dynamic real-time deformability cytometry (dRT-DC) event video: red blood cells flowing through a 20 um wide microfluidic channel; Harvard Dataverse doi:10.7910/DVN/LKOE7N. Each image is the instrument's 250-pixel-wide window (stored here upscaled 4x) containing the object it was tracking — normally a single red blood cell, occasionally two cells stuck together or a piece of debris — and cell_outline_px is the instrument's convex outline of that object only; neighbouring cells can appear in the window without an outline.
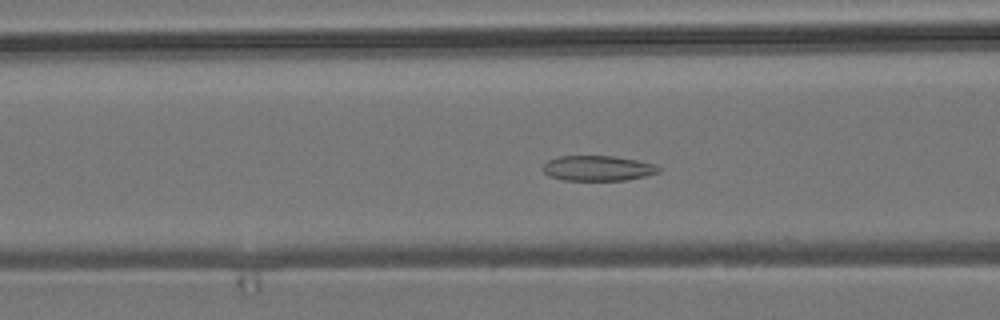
{"species": "common noctule bat (a hibernating species)", "species_latin": "Nyctalus noctula", "temperature_condition": "room temperature", "stored_images_in_passage": 52, "camera_frame_rate_fps": 3000, "um_per_image_px": 0.085, "animal": {"sex": "male", "body_mass_g": 19.2, "forearm_length_mm": 51.8}, "frame": {"image": 1, "passage_image": 19, "time_ms": 6.0, "image_size_px": [1000, 320], "cell_outline_px": [[660, 172], [628, 180], [564, 180], [548, 176], [540, 168], [548, 160], [560, 156], [616, 156], [656, 164], [660, 168]], "centroid_in_image_um": [50.8, 14.3], "position_along_channel_um": 115.8, "area_um2": 17.11}}
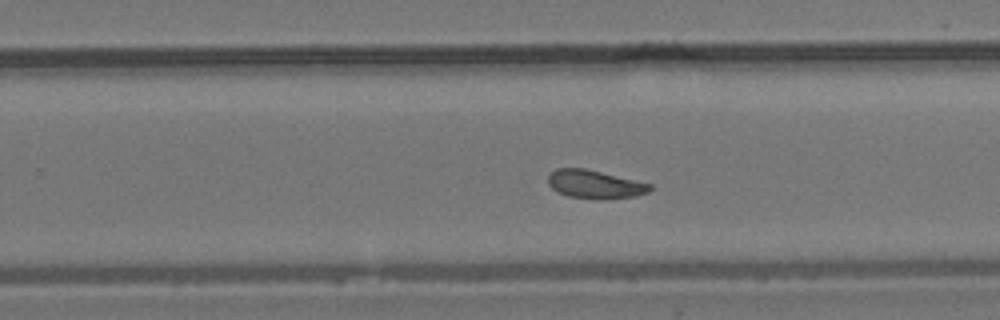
{"frame": {"image": 2, "passage_image": 32, "time_ms": 10.333, "image_size_px": [1000, 320], "cell_outline_px": [[652, 188], [648, 192], [636, 196], [604, 200], [596, 200], [568, 196], [556, 192], [548, 184], [548, 176], [556, 168], [584, 168], [652, 184]], "centroid_in_image_um": [50.55, 15.68], "position_along_channel_um": 279.2, "area_um2": 16.99}}
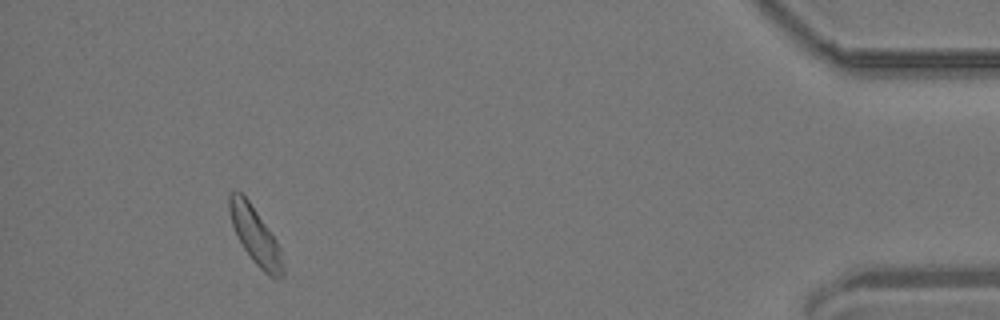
{"frame": {"image": 3, "passage_image": 48, "time_ms": 15.667, "image_size_px": [1000, 320], "cell_outline_px": [[284, 276], [280, 280], [276, 280], [268, 276], [252, 260], [244, 248], [232, 224], [228, 212], [228, 192], [240, 192], [248, 200], [276, 240], [280, 248], [284, 272]], "centroid_in_image_um": [21.71, 20.07], "position_along_channel_um": 413.5, "area_um2": 17.57}, "authors_computed_cell_mechanics": {"area_um2": 17.4267, "velocity_mm_per_s": 3.7809, "shape_relaxation_time_tau1_ms": 6.2707, "shape_relaxation_time_tau2_ms": 5.1007, "deformation_change_tau1": 0.0711, "deformation_change_tau2": 0.1208}}